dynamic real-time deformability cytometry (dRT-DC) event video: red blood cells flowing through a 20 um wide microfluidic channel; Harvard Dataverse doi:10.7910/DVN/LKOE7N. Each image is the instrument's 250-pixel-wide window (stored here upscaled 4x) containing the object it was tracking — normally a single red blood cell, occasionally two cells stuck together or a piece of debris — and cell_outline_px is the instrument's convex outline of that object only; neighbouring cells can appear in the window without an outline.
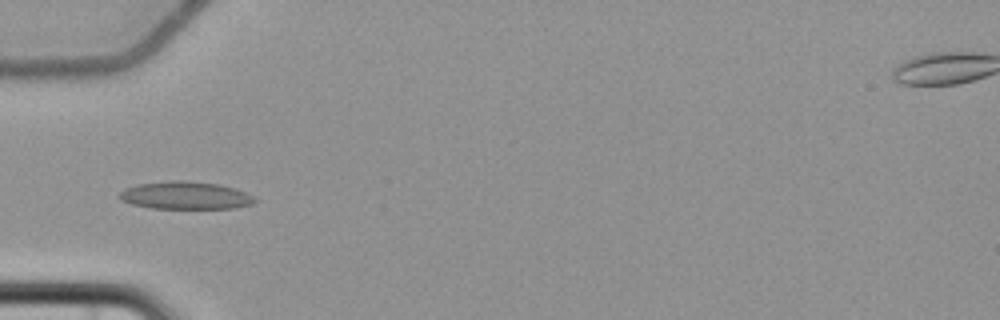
{"species": "common noctule bat (a hibernating species)", "species_latin": "Nyctalus noctula", "temperature_condition": "cold", "stored_images_in_passage": 7, "camera_frame_rate_fps": 3000, "um_per_image_px": 0.085, "animal": {"sex": "female", "body_mass_g": 22.7, "forearm_length_mm": 54.2}, "frame": {"image": 1, "passage_image": 6, "time_ms": 6.0, "image_size_px": [1000, 320], "cell_outline_px": [[256, 200], [252, 204], [236, 208], [152, 208], [132, 204], [120, 200], [120, 192], [124, 188], [136, 184], [172, 180], [180, 180], [220, 184], [236, 188], [252, 196]], "centroid_in_image_um": [15.75, 16.6], "position_along_channel_um": 69.3, "area_um2": 21.79}}
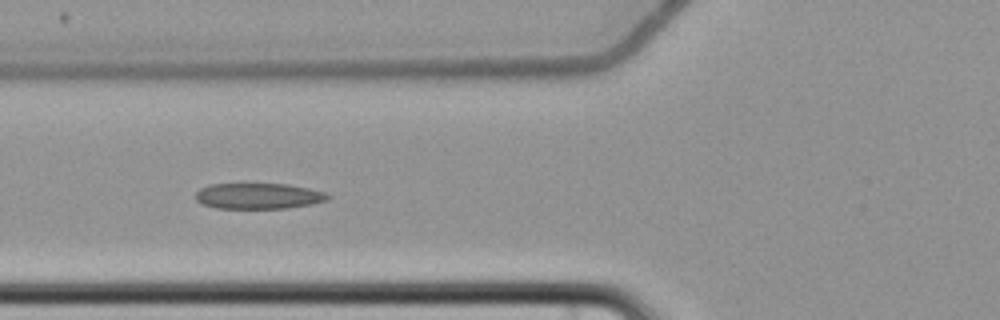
{"frame": {"image": 2, "passage_image": 7, "time_ms": 7.0, "image_size_px": [1000, 320], "cell_outline_px": [[332, 196], [328, 200], [312, 204], [288, 208], [216, 208], [204, 204], [196, 200], [196, 192], [200, 188], [212, 184], [288, 184], [328, 192]], "centroid_in_image_um": [22.03, 16.66], "position_along_channel_um": 103.8, "area_um2": 19.94}}